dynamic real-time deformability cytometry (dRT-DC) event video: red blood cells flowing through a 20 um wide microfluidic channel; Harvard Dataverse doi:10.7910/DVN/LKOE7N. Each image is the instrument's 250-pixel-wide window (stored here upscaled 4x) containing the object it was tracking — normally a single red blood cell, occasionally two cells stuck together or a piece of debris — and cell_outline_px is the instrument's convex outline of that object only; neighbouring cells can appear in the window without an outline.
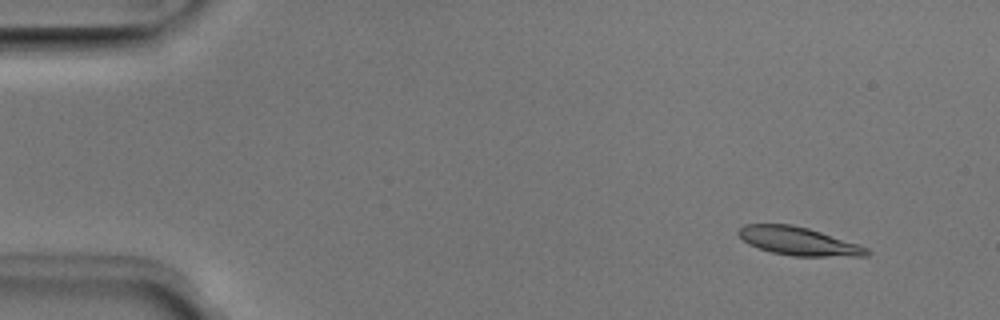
{"species": "Egyptian fruit bat (a non-hibernating species)", "species_latin": "Rousettus aegyptiacus", "temperature_condition": "room temperature", "stored_images_in_passage": 51, "camera_frame_rate_fps": 3000, "um_per_image_px": 0.085, "animal": {"sex": "male"}, "frame": {"image": 1, "passage_image": 5, "time_ms": 1.333, "image_size_px": [1000, 320], "cell_outline_px": [[872, 252], [868, 256], [792, 256], [772, 252], [748, 244], [736, 232], [744, 224], [792, 224], [808, 228], [860, 244], [868, 248]], "centroid_in_image_um": [67.91, 20.5], "position_along_channel_um": 17.1, "area_um2": 21.15}}
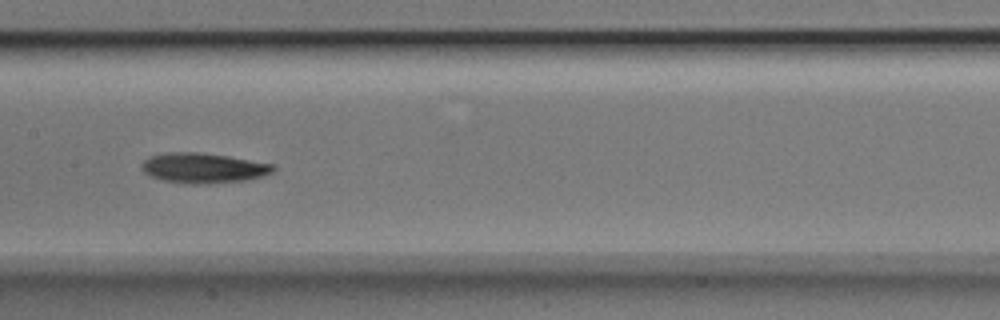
{"frame": {"image": 2, "passage_image": 26, "time_ms": 8.333, "image_size_px": [1000, 320], "cell_outline_px": [[276, 168], [272, 172], [248, 180], [208, 184], [192, 184], [164, 180], [152, 176], [144, 172], [140, 168], [140, 164], [148, 156], [164, 152], [196, 152], [228, 156], [272, 164]], "centroid_in_image_um": [17.24, 14.27], "position_along_channel_um": 190.2, "area_um2": 23.06}}
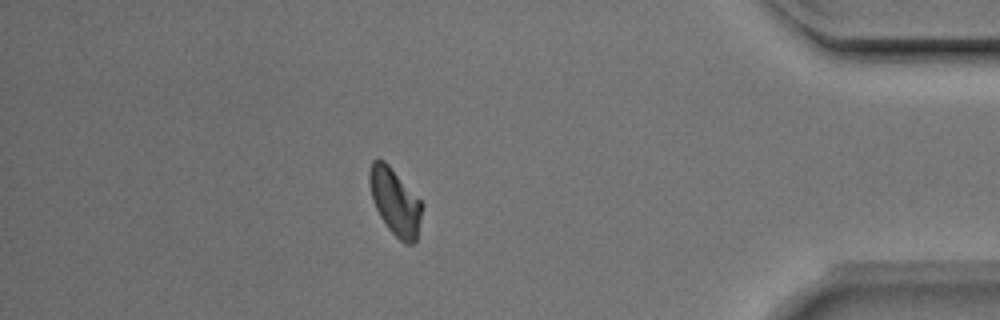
{"frame": {"image": 3, "passage_image": 45, "time_ms": 14.667, "image_size_px": [1000, 320], "cell_outline_px": [[424, 204], [416, 240], [412, 244], [404, 244], [388, 228], [380, 216], [376, 208], [372, 196], [368, 180], [368, 172], [372, 160], [384, 160], [388, 164]], "centroid_in_image_um": [33.59, 17.15], "position_along_channel_um": 401.6, "area_um2": 20.23}, "authors_computed_cell_mechanics": {"area_um2": 21.2126, "velocity_mm_per_s": 3.9661, "shape_relaxation_time_tau1_ms": 2.6434, "shape_relaxation_time_tau2_ms": null, "deformation_change_tau1": 0.1207, "deformation_change_tau2": null}}